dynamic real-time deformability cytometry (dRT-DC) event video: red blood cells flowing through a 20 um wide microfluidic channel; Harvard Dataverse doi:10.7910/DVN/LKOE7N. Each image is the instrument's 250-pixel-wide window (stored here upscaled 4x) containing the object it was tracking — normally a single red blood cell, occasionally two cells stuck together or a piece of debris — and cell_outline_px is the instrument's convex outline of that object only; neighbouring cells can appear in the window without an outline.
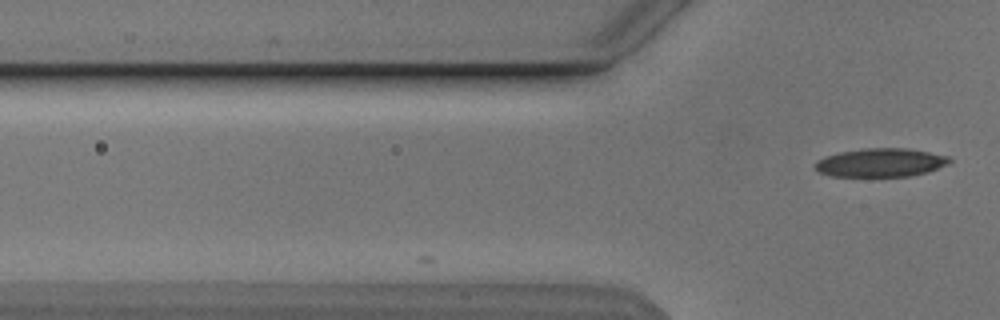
{"species": "Egyptian fruit bat (a non-hibernating species)", "species_latin": "Rousettus aegyptiacus", "temperature_condition": "cold", "stored_images_in_passage": 4, "camera_frame_rate_fps": 3000, "um_per_image_px": 0.085, "animal": {"sex": "male"}, "frame": {"image": 1, "passage_image": 4, "time_ms": 1.0, "image_size_px": [1000, 320], "cell_outline_px": [[952, 160], [948, 164], [928, 172], [912, 176], [832, 176], [820, 172], [812, 168], [812, 164], [816, 160], [824, 156], [836, 152], [864, 148], [908, 148], [948, 156]], "centroid_in_image_um": [74.8, 13.81], "position_along_channel_um": 51.0, "area_um2": 22.66}}